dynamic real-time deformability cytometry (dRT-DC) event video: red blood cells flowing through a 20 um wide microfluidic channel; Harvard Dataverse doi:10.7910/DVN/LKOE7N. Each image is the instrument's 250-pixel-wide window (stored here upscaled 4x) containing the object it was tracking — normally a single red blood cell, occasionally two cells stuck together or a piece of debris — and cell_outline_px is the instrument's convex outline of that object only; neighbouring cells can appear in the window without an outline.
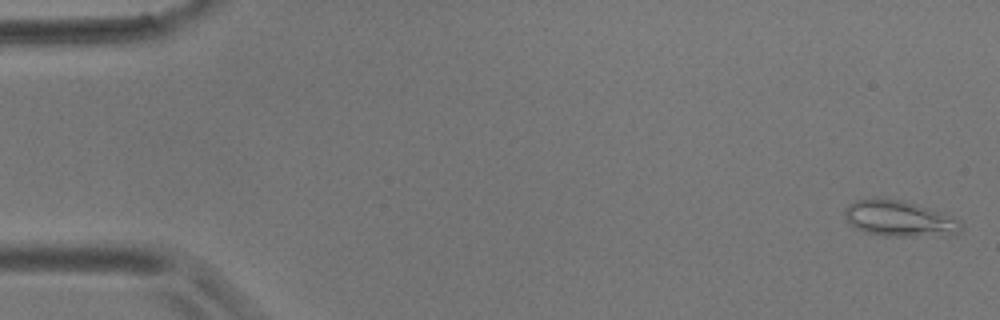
{"species": "common noctule bat (a hibernating species)", "species_latin": "Nyctalus noctula", "temperature_condition": "room temperature", "stored_images_in_passage": 5, "camera_frame_rate_fps": 3000, "um_per_image_px": 0.085, "animal": {"sex": "male", "body_mass_g": 17.9}, "frame": {"image": 1, "passage_image": 1, "time_ms": 0.0, "image_size_px": [1000, 320], "cell_outline_px": [[964, 228], [960, 232], [944, 236], [880, 236], [864, 232], [848, 224], [844, 216], [844, 208], [848, 204], [856, 200], [872, 196], [884, 196], [916, 204], [956, 216], [964, 224]], "centroid_in_image_um": [76.45, 18.56], "position_along_channel_um": 8.5, "area_um2": 25.43}}